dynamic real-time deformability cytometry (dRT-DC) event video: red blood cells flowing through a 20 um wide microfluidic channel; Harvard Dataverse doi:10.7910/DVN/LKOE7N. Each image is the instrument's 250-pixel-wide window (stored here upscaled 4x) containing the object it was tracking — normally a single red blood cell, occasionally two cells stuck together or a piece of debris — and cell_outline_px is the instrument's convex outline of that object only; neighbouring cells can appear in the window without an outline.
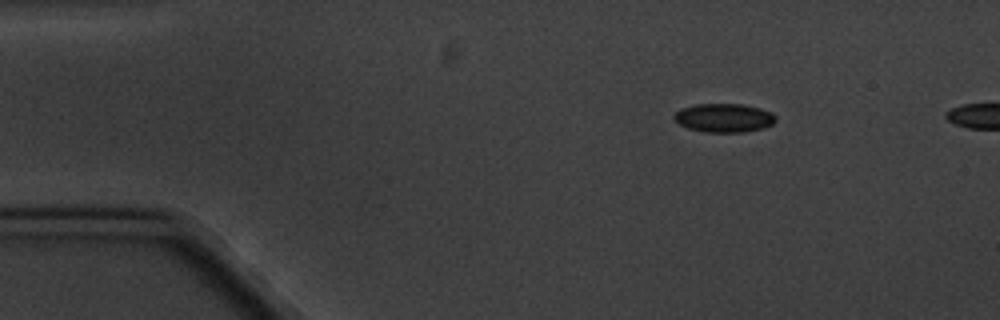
{"species": "common noctule bat (a hibernating species)", "species_latin": "Nyctalus noctula", "temperature_condition": "cold", "stored_images_in_passage": 2, "camera_frame_rate_fps": 3000, "um_per_image_px": 0.085, "animal": {"sex": "male", "body_mass_g": 20.1, "forearm_length_mm": 53.5}, "frame": {"image": 1, "passage_image": 1, "time_ms": 0.0, "image_size_px": [1000, 320], "cell_outline_px": [[776, 120], [772, 124], [764, 128], [744, 132], [704, 132], [688, 128], [672, 120], [672, 116], [680, 108], [696, 104], [744, 104], [760, 108], [772, 112], [776, 116]], "centroid_in_image_um": [61.53, 10.01], "position_along_channel_um": 23.5, "area_um2": 17.22}}